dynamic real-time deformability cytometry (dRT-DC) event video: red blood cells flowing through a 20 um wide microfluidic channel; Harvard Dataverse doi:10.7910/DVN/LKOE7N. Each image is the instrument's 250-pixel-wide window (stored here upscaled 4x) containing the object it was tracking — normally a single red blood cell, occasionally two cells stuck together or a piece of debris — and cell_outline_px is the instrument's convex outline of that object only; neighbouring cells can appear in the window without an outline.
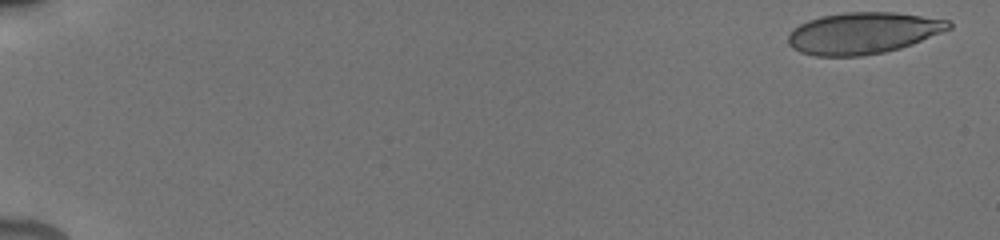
{"species": "human", "species_latin": "Homo sapiens", "temperature_condition": "cold", "stored_images_in_passage": 26, "camera_frame_rate_fps": 3000, "um_per_image_px": 0.085, "donor": {"sex": "male"}, "frame": {"image": 1, "passage_image": 2, "time_ms": 0.333, "image_size_px": [1000, 240], "cell_outline_px": [[952, 28], [912, 44], [900, 48], [884, 52], [860, 56], [816, 56], [800, 52], [792, 48], [788, 44], [788, 32], [792, 28], [808, 20], [820, 16], [844, 12], [896, 12], [948, 20], [952, 24]], "centroid_in_image_um": [73.32, 2.81], "position_along_channel_um": 11.7, "area_um2": 39.02}}
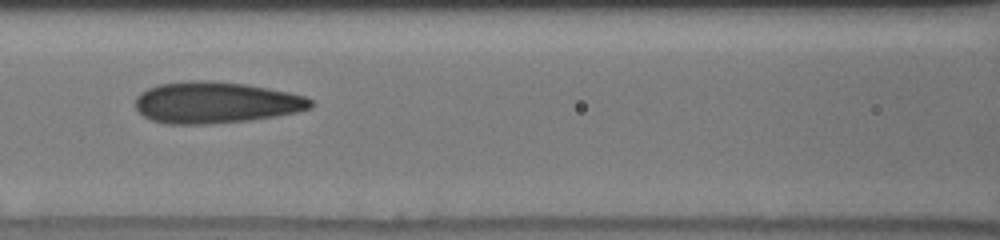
{"frame": {"image": 2, "passage_image": 19, "time_ms": 8.667, "image_size_px": [1000, 240], "cell_outline_px": [[316, 104], [312, 108], [296, 112], [248, 120], [208, 124], [168, 124], [152, 120], [144, 116], [136, 108], [136, 96], [140, 92], [148, 88], [160, 84], [188, 80], [204, 80], [244, 84], [268, 88], [288, 92], [304, 96], [312, 100]], "centroid_in_image_um": [18.33, 8.71], "position_along_channel_um": 148.3, "area_um2": 42.19}}
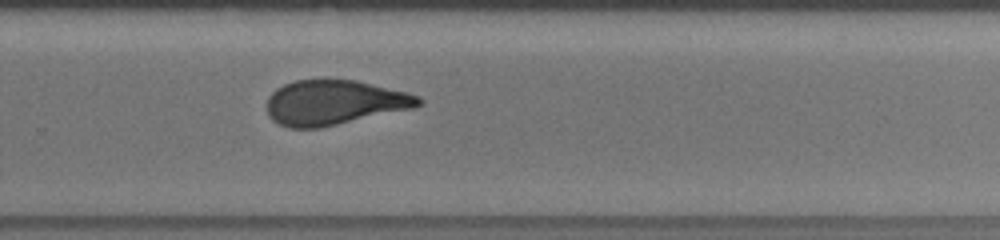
{"frame": {"image": 3, "passage_image": 26, "time_ms": 12.667, "image_size_px": [1000, 240], "cell_outline_px": [[424, 100], [416, 108], [320, 128], [288, 128], [272, 120], [268, 116], [268, 96], [276, 88], [284, 84], [296, 80], [324, 76], [356, 80], [408, 92], [420, 96]], "centroid_in_image_um": [28.43, 8.68], "position_along_channel_um": 301.4, "area_um2": 40.69}}